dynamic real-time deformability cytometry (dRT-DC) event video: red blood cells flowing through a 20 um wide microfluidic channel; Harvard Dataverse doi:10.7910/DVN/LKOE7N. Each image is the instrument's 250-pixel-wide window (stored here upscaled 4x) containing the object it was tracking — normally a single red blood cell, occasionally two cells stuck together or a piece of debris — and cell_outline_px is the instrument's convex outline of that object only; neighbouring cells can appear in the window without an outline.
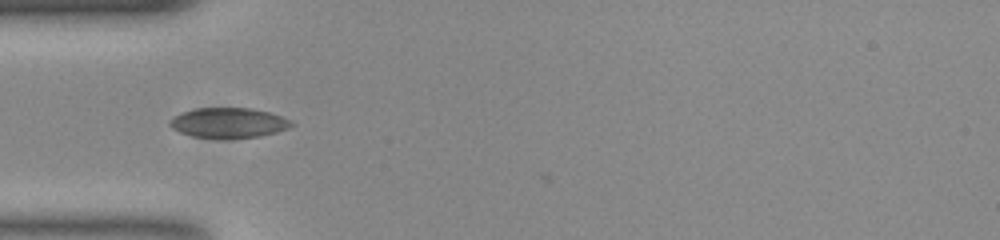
{"species": "common noctule bat (a hibernating species)", "species_latin": "Nyctalus noctula", "temperature_condition": "room temperature", "stored_images_in_passage": 24, "camera_frame_rate_fps": 3000, "um_per_image_px": 0.085, "animal": {"sex": "female", "body_mass_g": 23.0, "forearm_length_mm": 53.4}, "frame": {"image": 1, "passage_image": 4, "time_ms": 1.0, "image_size_px": [1000, 240], "cell_outline_px": [[296, 124], [288, 128], [276, 132], [260, 136], [192, 136], [180, 132], [172, 128], [168, 124], [168, 120], [172, 116], [180, 112], [196, 108], [252, 108], [268, 112], [292, 120]], "centroid_in_image_um": [19.4, 10.39], "position_along_channel_um": 65.6, "area_um2": 20.87}, "authors_computed_cell_mechanics": {"area_um2": 20.9236, "velocity_mm_per_s": 3.7397, "shape_relaxation_time_tau1_ms": 1.7349, "shape_relaxation_time_tau2_ms": null, "deformation_change_tau1": 0.0425, "deformation_change_tau2": null}}